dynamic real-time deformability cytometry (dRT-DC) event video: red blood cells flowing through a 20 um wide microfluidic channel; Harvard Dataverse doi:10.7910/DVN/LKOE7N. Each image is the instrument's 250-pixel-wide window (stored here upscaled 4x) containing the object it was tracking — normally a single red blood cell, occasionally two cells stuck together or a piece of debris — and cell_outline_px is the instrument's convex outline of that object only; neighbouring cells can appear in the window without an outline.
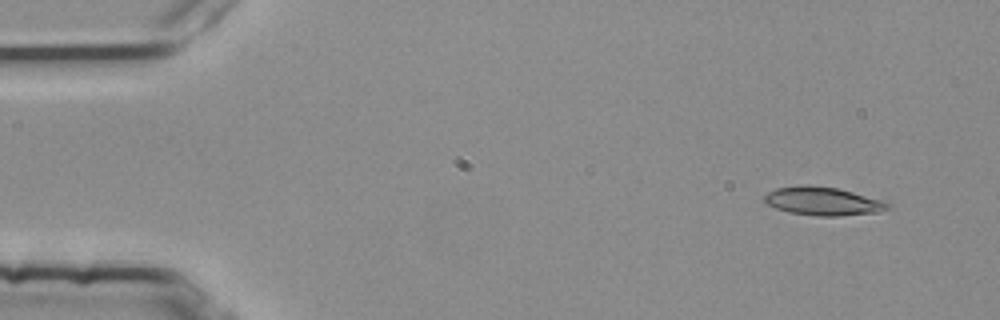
{"species": "common noctule bat (a hibernating species)", "species_latin": "Nyctalus noctula", "temperature_condition": "room temperature", "stored_images_in_passage": 5, "camera_frame_rate_fps": 3000, "um_per_image_px": 0.085, "animal": {"sex": "female", "body_mass_g": 25.1}, "frame": {"image": 1, "passage_image": 1, "time_ms": 0.0, "image_size_px": [1000, 320], "cell_outline_px": [[892, 204], [888, 208], [880, 212], [836, 216], [816, 216], [788, 212], [764, 204], [764, 196], [768, 192], [776, 188], [800, 184], [808, 184], [836, 188], [888, 200]], "centroid_in_image_um": [69.97, 17.09], "position_along_channel_um": 15.0, "area_um2": 20.87}}
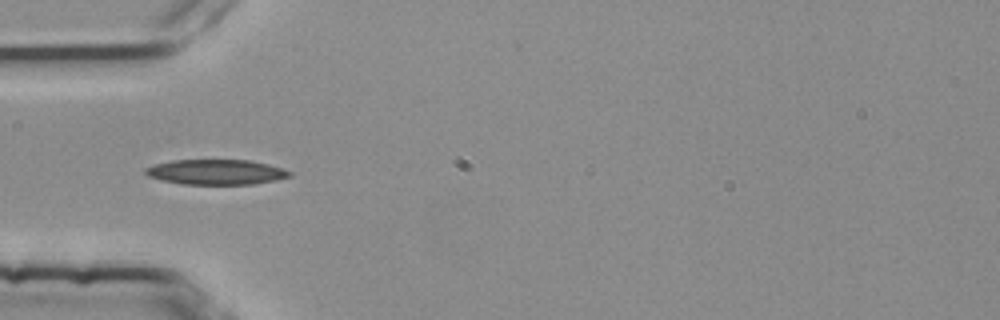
{"frame": {"image": 2, "passage_image": 4, "time_ms": 1.0, "image_size_px": [1000, 320], "cell_outline_px": [[292, 176], [276, 180], [252, 184], [184, 184], [164, 180], [148, 176], [144, 172], [144, 168], [156, 164], [172, 160], [252, 160], [284, 168], [292, 172]], "centroid_in_image_um": [18.41, 14.61], "position_along_channel_um": 66.6, "area_um2": 21.1}}
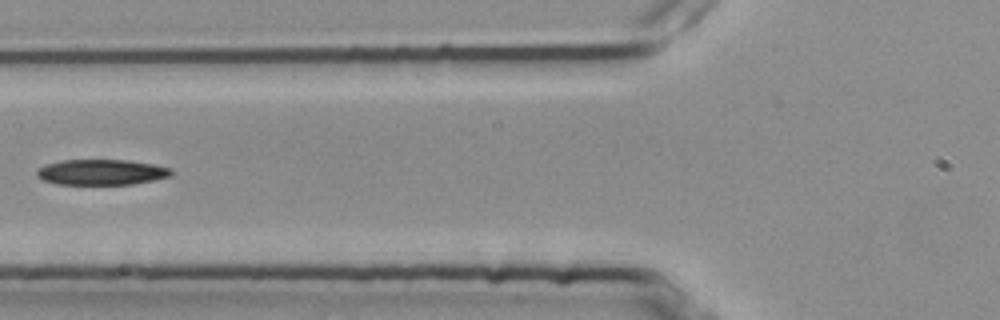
{"frame": {"image": 3, "passage_image": 5, "time_ms": 1.333, "image_size_px": [1000, 320], "cell_outline_px": [[172, 176], [132, 184], [56, 184], [44, 180], [36, 176], [36, 168], [44, 164], [64, 160], [128, 160], [152, 164], [172, 168]], "centroid_in_image_um": [8.59, 14.63], "position_along_channel_um": 117.2, "area_um2": 20.06}}